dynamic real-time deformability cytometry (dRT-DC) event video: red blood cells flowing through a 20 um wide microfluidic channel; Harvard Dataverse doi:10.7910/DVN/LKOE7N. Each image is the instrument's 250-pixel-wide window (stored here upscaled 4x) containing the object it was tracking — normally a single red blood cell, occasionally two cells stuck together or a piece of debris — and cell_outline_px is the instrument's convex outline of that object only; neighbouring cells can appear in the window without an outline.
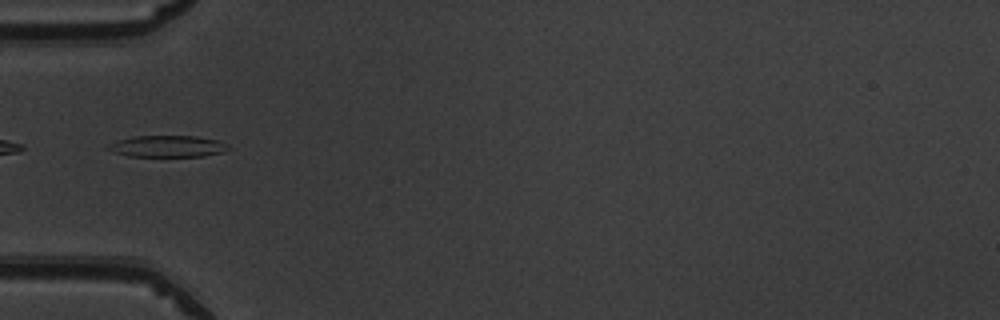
{"species": "common noctule bat (a hibernating species)", "species_latin": "Nyctalus noctula", "temperature_condition": "warm", "stored_images_in_passage": 35, "camera_frame_rate_fps": 3000, "um_per_image_px": 0.085, "animal": {"sex": "male", "body_mass_g": 19.5, "forearm_length_mm": 54.6}, "frame": {"image": 1, "passage_image": 1, "time_ms": 0.0, "image_size_px": [1000, 320], "cell_outline_px": [[228, 148], [224, 152], [204, 156], [128, 156], [104, 148], [108, 144], [116, 140], [136, 136], [196, 136], [220, 140], [228, 144]], "centroid_in_image_um": [14.25, 12.43], "position_along_channel_um": 70.8, "area_um2": 15.14}}
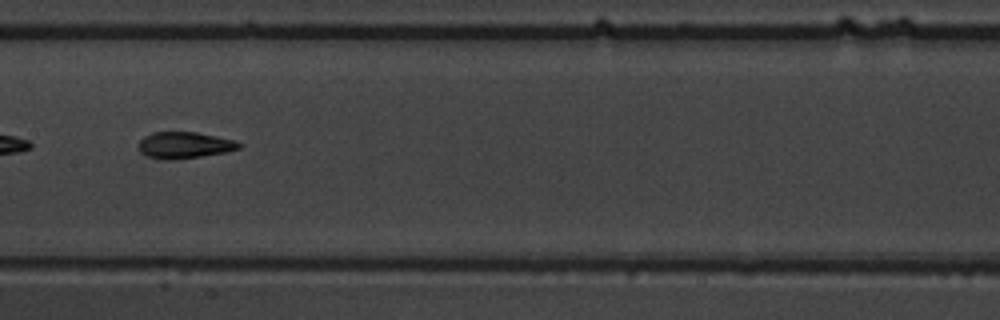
{"frame": {"image": 2, "passage_image": 10, "time_ms": 3.0, "image_size_px": [1000, 320], "cell_outline_px": [[244, 144], [240, 148], [224, 152], [200, 156], [172, 160], [164, 160], [148, 156], [140, 152], [136, 144], [144, 136], [152, 132], [196, 132], [236, 140]], "centroid_in_image_um": [15.66, 12.33], "position_along_channel_um": 191.7, "area_um2": 15.61}}
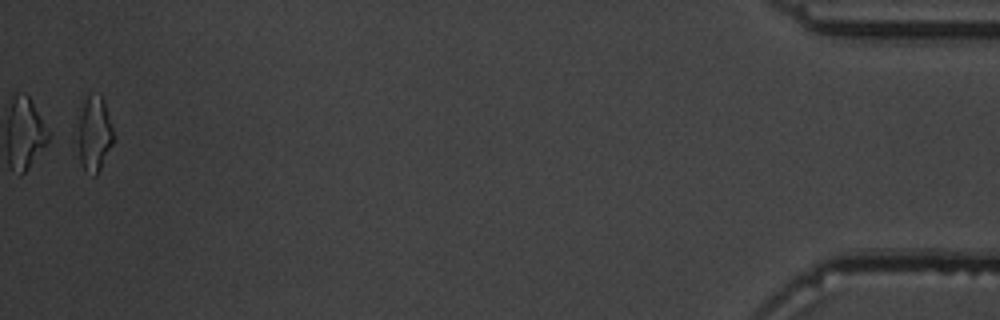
{"frame": {"image": 3, "passage_image": 34, "time_ms": 11.0, "image_size_px": [1000, 320], "cell_outline_px": [[116, 140], [96, 176], [92, 176], [84, 172], [72, 144], [80, 100], [88, 92], [100, 92], [104, 100]], "centroid_in_image_um": [7.9, 11.33], "position_along_channel_um": 427.3, "area_um2": 17.92}, "authors_computed_cell_mechanics": {"area_um2": 15.606, "velocity_mm_per_s": 4.0193, "shape_relaxation_time_tau1_ms": 4.8216, "shape_relaxation_time_tau2_ms": 2.189, "deformation_change_tau1": 0.1787, "deformation_change_tau2": 0.0989}}